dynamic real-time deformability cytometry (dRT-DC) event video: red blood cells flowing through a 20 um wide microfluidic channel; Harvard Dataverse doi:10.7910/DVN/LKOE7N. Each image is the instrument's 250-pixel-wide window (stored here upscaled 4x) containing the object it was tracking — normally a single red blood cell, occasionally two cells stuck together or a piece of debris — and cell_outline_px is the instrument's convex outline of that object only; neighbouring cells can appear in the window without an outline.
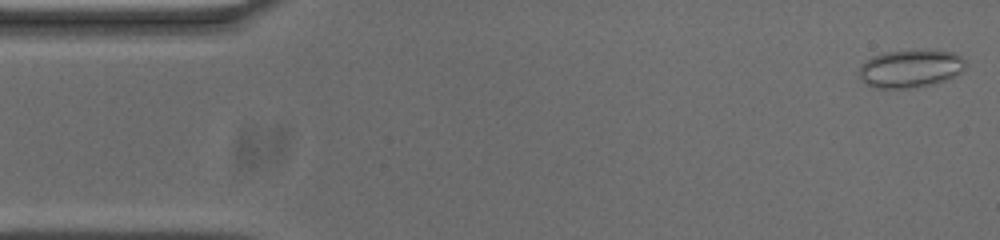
{"species": "common noctule bat (a hibernating species)", "species_latin": "Nyctalus noctula", "temperature_condition": "cold", "stored_images_in_passage": 53, "camera_frame_rate_fps": 3000, "um_per_image_px": 0.085, "animal": {"sex": "male", "body_mass_g": 20.0, "forearm_length_mm": 53.3}, "frame": {"image": 1, "passage_image": 1, "time_ms": 0.0, "image_size_px": [1000, 240], "cell_outline_px": [[964, 68], [960, 72], [944, 80], [932, 84], [912, 88], [872, 88], [864, 84], [860, 80], [860, 68], [864, 60], [872, 56], [884, 52], [924, 48], [936, 48], [952, 52], [960, 56], [964, 60]], "centroid_in_image_um": [77.35, 5.79], "position_along_channel_um": 7.7, "area_um2": 24.04}}
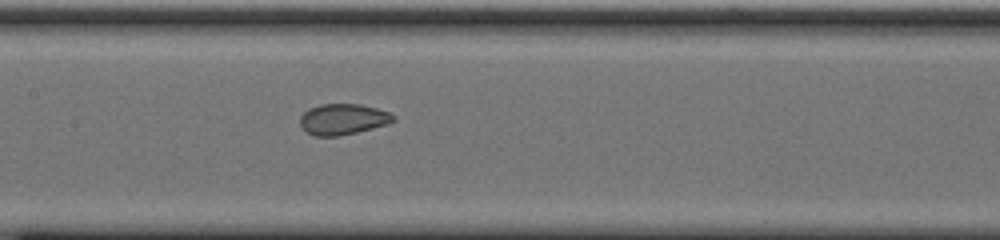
{"frame": {"image": 2, "passage_image": 24, "time_ms": 7.667, "image_size_px": [1000, 240], "cell_outline_px": [[396, 120], [388, 124], [340, 136], [316, 136], [308, 132], [300, 124], [300, 116], [308, 108], [320, 104], [360, 104], [376, 108], [388, 112], [396, 116]], "centroid_in_image_um": [29.16, 10.12], "position_along_channel_um": 178.2, "area_um2": 16.76}}
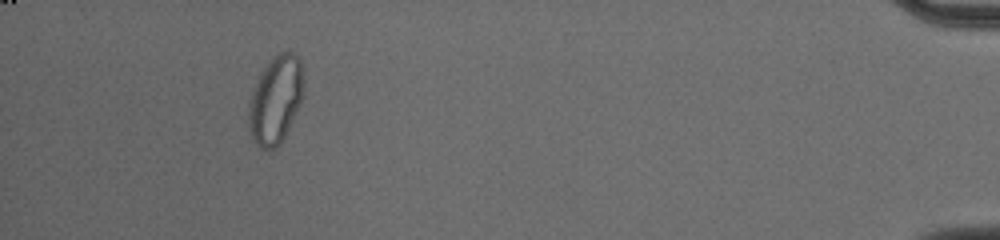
{"frame": {"image": 3, "passage_image": 49, "time_ms": 16.0, "image_size_px": [1000, 240], "cell_outline_px": [[304, 96], [280, 144], [276, 148], [260, 148], [252, 140], [248, 128], [248, 100], [260, 72], [280, 52], [292, 52], [300, 56], [304, 80]], "centroid_in_image_um": [23.42, 8.48], "position_along_channel_um": 411.8, "area_um2": 28.32}}